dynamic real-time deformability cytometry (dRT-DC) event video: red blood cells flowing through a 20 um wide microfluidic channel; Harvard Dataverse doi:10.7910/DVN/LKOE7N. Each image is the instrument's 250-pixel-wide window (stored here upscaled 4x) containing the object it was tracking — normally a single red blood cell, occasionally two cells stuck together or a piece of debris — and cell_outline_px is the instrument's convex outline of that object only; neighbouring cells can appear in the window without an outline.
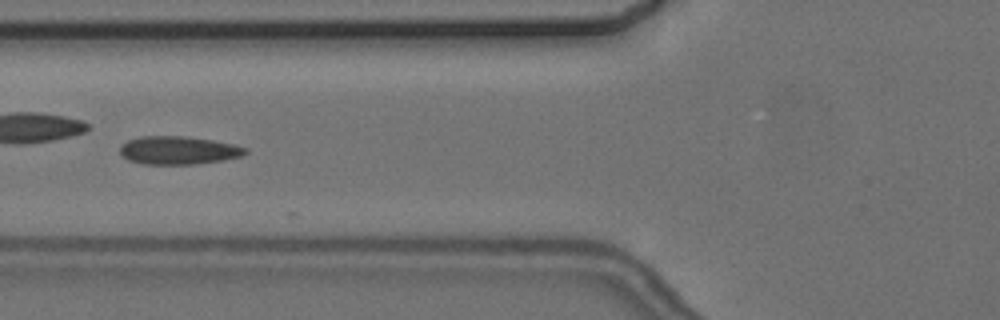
{"species": "common noctule bat (a hibernating species)", "species_latin": "Nyctalus noctula", "temperature_condition": "cold", "stored_images_in_passage": 9, "camera_frame_rate_fps": 3000, "um_per_image_px": 0.085, "animal": {"sex": "female", "body_mass_g": 24.6, "forearm_length_mm": 56.2}, "frame": {"image": 1, "passage_image": 6, "time_ms": 6.667, "image_size_px": [1000, 320], "cell_outline_px": [[248, 152], [240, 156], [224, 160], [196, 164], [144, 164], [128, 160], [120, 152], [120, 144], [128, 140], [140, 136], [184, 136], [212, 140], [236, 144], [248, 148]], "centroid_in_image_um": [15.18, 12.77], "position_along_channel_um": 110.6, "area_um2": 20.69}}
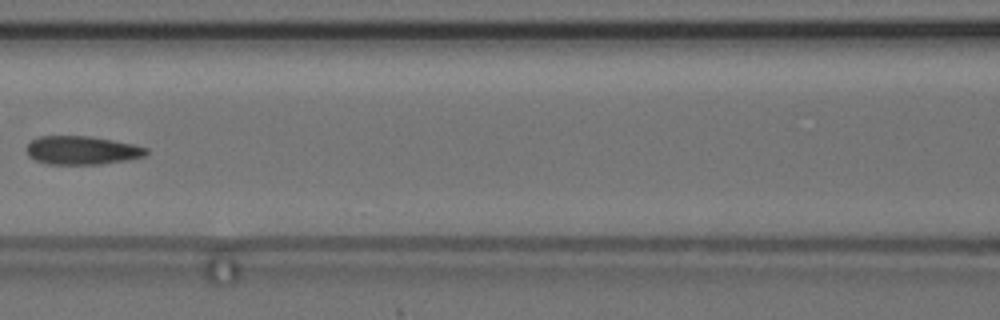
{"frame": {"image": 2, "passage_image": 7, "time_ms": 8.0, "image_size_px": [1000, 320], "cell_outline_px": [[148, 152], [144, 156], [124, 160], [100, 164], [48, 164], [36, 160], [28, 156], [28, 144], [32, 140], [40, 136], [88, 136], [112, 140], [132, 144], [148, 148]], "centroid_in_image_um": [6.96, 12.77], "position_along_channel_um": 159.6, "area_um2": 19.59}}